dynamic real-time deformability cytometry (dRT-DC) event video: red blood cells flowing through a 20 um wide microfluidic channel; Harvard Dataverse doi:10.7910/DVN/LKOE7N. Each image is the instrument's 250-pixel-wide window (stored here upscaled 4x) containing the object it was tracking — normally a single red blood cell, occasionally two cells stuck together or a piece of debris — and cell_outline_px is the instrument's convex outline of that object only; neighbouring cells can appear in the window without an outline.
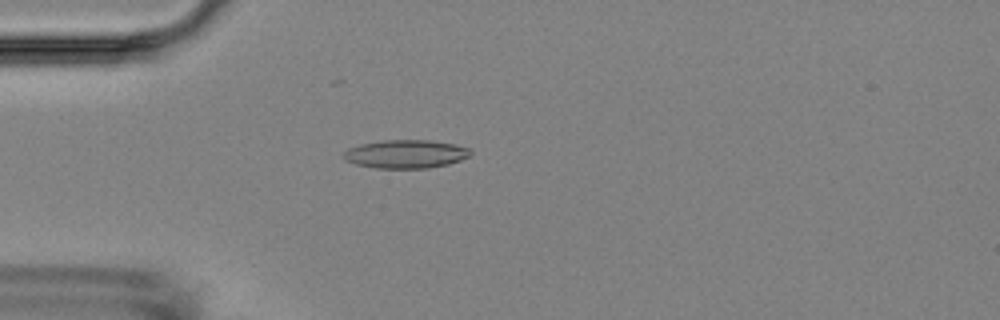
{"species": "Egyptian fruit bat (a non-hibernating species)", "species_latin": "Rousettus aegyptiacus", "temperature_condition": "room temperature", "stored_images_in_passage": 3, "camera_frame_rate_fps": 3000, "um_per_image_px": 0.085, "animal": {"sex": "female"}, "frame": {"image": 1, "passage_image": 3, "time_ms": 2.0, "image_size_px": [1000, 320], "cell_outline_px": [[472, 152], [468, 156], [460, 160], [448, 164], [428, 168], [376, 168], [356, 164], [344, 160], [344, 152], [348, 148], [360, 144], [384, 140], [428, 140], [452, 144], [468, 148]], "centroid_in_image_um": [34.46, 13.09], "position_along_channel_um": 50.5, "area_um2": 20.81}}